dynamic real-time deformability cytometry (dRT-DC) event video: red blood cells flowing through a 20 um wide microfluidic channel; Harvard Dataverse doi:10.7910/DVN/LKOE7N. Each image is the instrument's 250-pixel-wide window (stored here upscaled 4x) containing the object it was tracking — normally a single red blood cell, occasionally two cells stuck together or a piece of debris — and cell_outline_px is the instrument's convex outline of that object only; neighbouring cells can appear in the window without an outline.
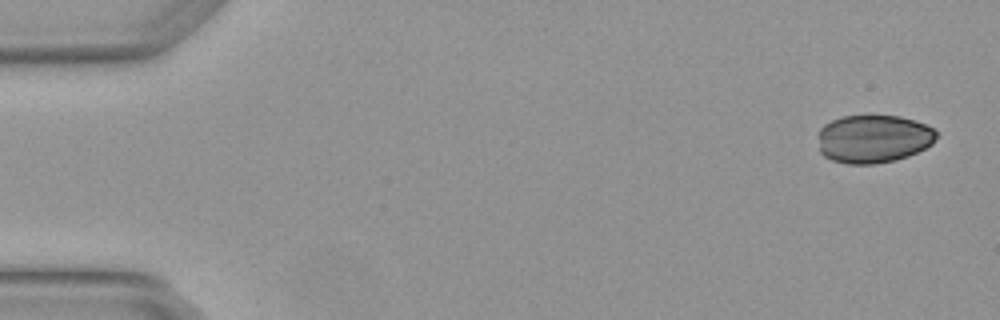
{"species": "Egyptian fruit bat (a non-hibernating species)", "species_latin": "Rousettus aegyptiacus", "temperature_condition": "warm", "stored_images_in_passage": 6, "camera_frame_rate_fps": 3000, "um_per_image_px": 0.085, "animal": {"sex": "female"}, "frame": {"image": 1, "passage_image": 1, "time_ms": 0.0, "image_size_px": [1000, 320], "cell_outline_px": [[936, 136], [932, 144], [908, 156], [896, 160], [876, 164], [848, 164], [832, 160], [824, 156], [820, 152], [820, 128], [824, 124], [832, 120], [844, 116], [900, 116], [924, 124], [932, 128], [936, 132]], "centroid_in_image_um": [74.23, 11.81], "position_along_channel_um": 10.8, "area_um2": 32.95}}
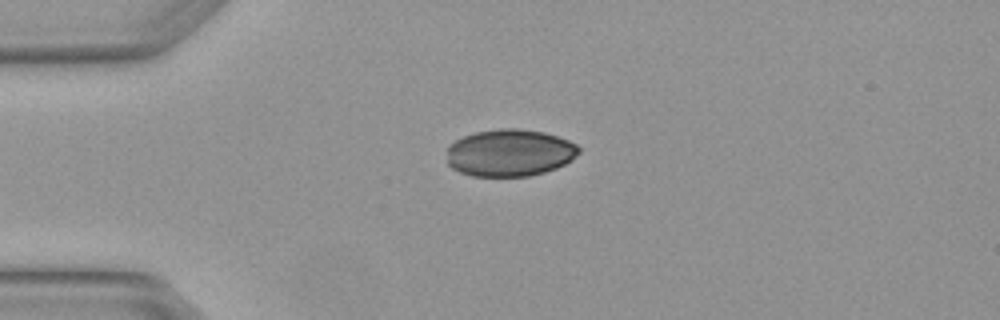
{"frame": {"image": 2, "passage_image": 4, "time_ms": 1.0, "image_size_px": [1000, 320], "cell_outline_px": [[580, 152], [572, 160], [556, 168], [544, 172], [528, 176], [472, 176], [460, 172], [452, 168], [448, 164], [448, 148], [456, 140], [464, 136], [476, 132], [500, 128], [520, 128], [544, 132], [568, 140], [576, 144], [580, 148]], "centroid_in_image_um": [43.35, 12.98], "position_along_channel_um": 41.7, "area_um2": 36.24}}
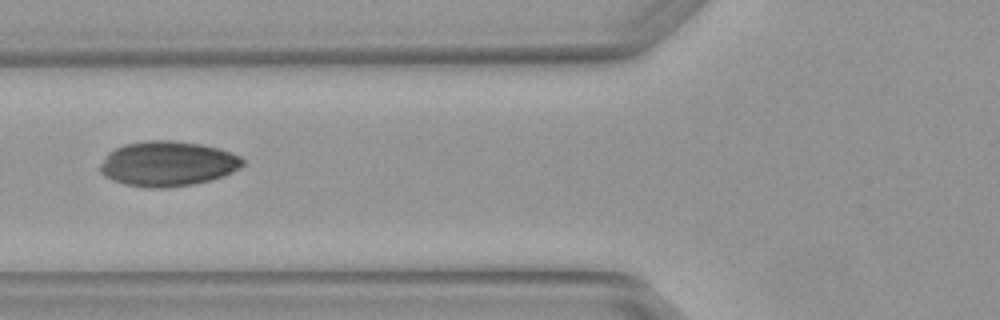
{"frame": {"image": 3, "passage_image": 6, "time_ms": 1.667, "image_size_px": [1000, 320], "cell_outline_px": [[244, 164], [240, 168], [224, 176], [212, 180], [192, 184], [168, 188], [148, 188], [124, 184], [112, 180], [104, 176], [100, 172], [100, 164], [108, 152], [124, 144], [144, 140], [172, 140], [200, 144], [220, 148], [232, 152], [240, 156], [244, 160]], "centroid_in_image_um": [14.26, 13.91], "position_along_channel_um": 111.5, "area_um2": 37.8}}